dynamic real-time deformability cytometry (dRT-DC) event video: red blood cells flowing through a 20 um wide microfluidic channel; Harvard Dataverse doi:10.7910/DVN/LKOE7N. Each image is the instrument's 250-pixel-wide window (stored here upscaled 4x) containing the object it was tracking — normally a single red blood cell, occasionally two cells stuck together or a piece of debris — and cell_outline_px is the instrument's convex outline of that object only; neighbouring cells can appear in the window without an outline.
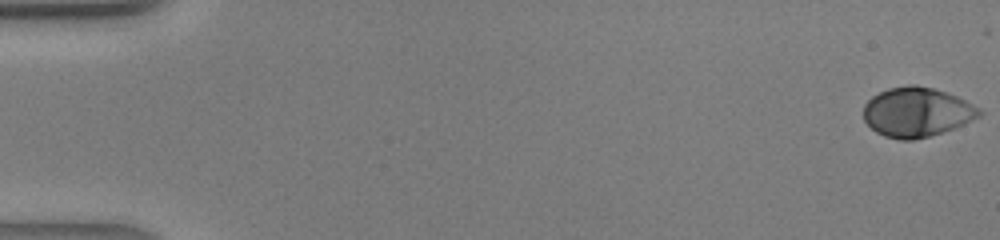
{"species": "human", "species_latin": "Homo sapiens", "temperature_condition": "warm", "stored_images_in_passage": 40, "camera_frame_rate_fps": 3000, "um_per_image_px": 0.085, "donor": {"sex": "male"}, "frame": {"image": 1, "passage_image": 1, "time_ms": 0.0, "image_size_px": [1000, 240], "cell_outline_px": [[984, 112], [980, 116], [964, 124], [928, 136], [912, 140], [900, 140], [884, 136], [876, 132], [864, 120], [864, 104], [872, 96], [888, 88], [908, 84], [916, 84], [932, 88], [956, 96], [980, 108]], "centroid_in_image_um": [77.91, 9.52], "position_along_channel_um": 7.1, "area_um2": 33.23}}
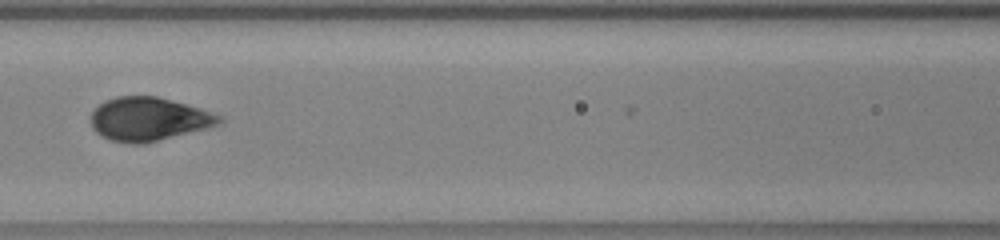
{"frame": {"image": 2, "passage_image": 20, "time_ms": 6.333, "image_size_px": [1000, 240], "cell_outline_px": [[224, 120], [220, 124], [208, 128], [144, 144], [132, 144], [112, 140], [96, 132], [92, 128], [92, 112], [104, 100], [116, 96], [156, 96], [200, 108], [224, 116]], "centroid_in_image_um": [12.68, 10.12], "position_along_channel_um": 153.9, "area_um2": 32.54}}
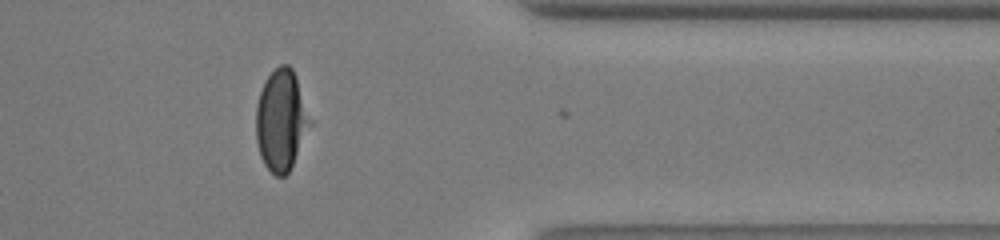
{"frame": {"image": 3, "passage_image": 35, "time_ms": 11.333, "image_size_px": [1000, 240], "cell_outline_px": [[312, 124], [288, 172], [284, 176], [276, 176], [264, 164], [260, 156], [256, 140], [256, 104], [260, 92], [268, 76], [280, 64], [288, 64], [292, 68], [296, 76], [312, 120]], "centroid_in_image_um": [23.91, 10.21], "position_along_channel_um": 387.5, "area_um2": 31.73}}